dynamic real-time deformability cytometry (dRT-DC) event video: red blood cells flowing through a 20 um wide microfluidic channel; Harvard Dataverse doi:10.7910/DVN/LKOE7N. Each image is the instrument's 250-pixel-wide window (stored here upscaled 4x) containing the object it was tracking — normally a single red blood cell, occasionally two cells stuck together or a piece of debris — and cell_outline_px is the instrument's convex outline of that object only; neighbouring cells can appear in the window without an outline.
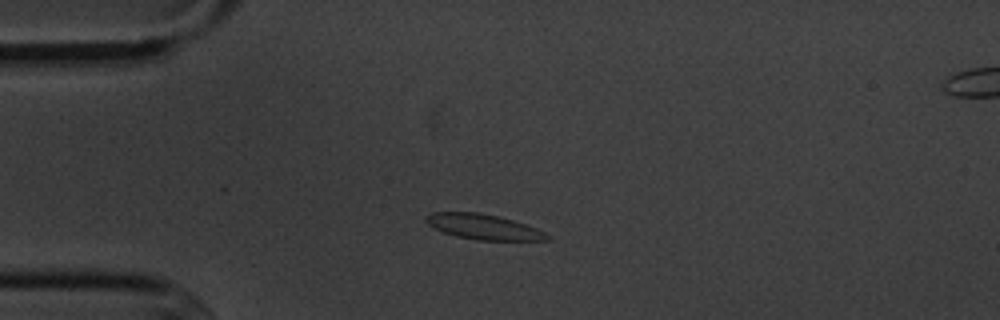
{"species": "common noctule bat (a hibernating species)", "species_latin": "Nyctalus noctula", "temperature_condition": "cold", "stored_images_in_passage": 14, "segment_of_instrument_passage": [1, 2], "camera_frame_rate_fps": 3000, "um_per_image_px": 0.085, "animal": {"sex": "male", "body_mass_g": 20.1, "forearm_length_mm": 53.5}, "frame": {"image": 1, "passage_image": 2, "time_ms": 1.333, "image_size_px": [1000, 320], "cell_outline_px": [[552, 240], [476, 240], [456, 236], [444, 232], [428, 224], [424, 220], [432, 212], [476, 212], [500, 216], [536, 228], [552, 236]], "centroid_in_image_um": [41.13, 19.28], "position_along_channel_um": 43.9, "area_um2": 17.69}}
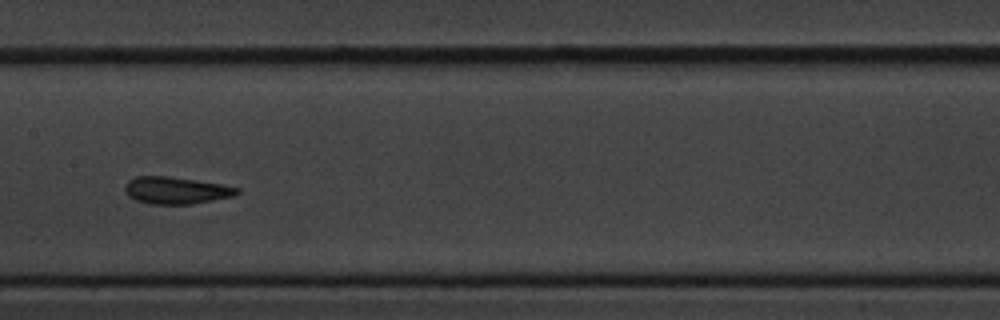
{"frame": {"image": 2, "passage_image": 6, "time_ms": 6.0, "image_size_px": [1000, 320], "cell_outline_px": [[240, 192], [236, 196], [192, 204], [148, 204], [136, 200], [128, 196], [124, 188], [128, 180], [136, 176], [168, 176], [196, 180], [220, 184], [240, 188]], "centroid_in_image_um": [14.98, 16.19], "position_along_channel_um": 192.4, "area_um2": 17.8}}
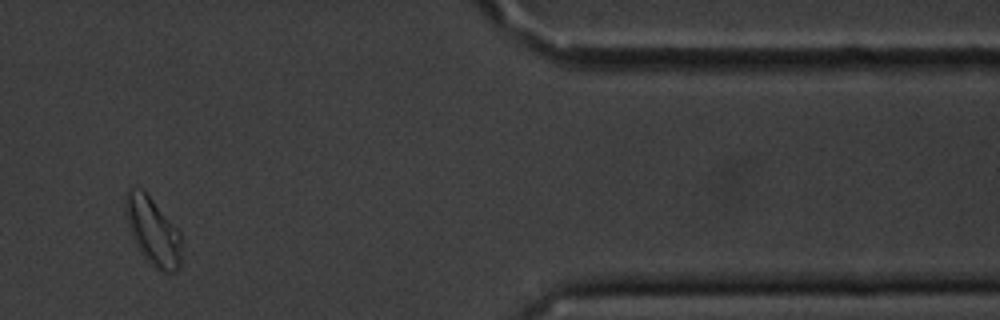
{"frame": {"image": 3, "passage_image": 11, "time_ms": 12.667, "image_size_px": [1000, 320], "cell_outline_px": [[180, 268], [176, 272], [160, 272], [140, 252], [132, 236], [128, 224], [124, 208], [124, 196], [128, 188], [140, 188], [152, 200], [180, 232]], "centroid_in_image_um": [12.97, 19.66], "position_along_channel_um": 398.4, "area_um2": 21.73}}